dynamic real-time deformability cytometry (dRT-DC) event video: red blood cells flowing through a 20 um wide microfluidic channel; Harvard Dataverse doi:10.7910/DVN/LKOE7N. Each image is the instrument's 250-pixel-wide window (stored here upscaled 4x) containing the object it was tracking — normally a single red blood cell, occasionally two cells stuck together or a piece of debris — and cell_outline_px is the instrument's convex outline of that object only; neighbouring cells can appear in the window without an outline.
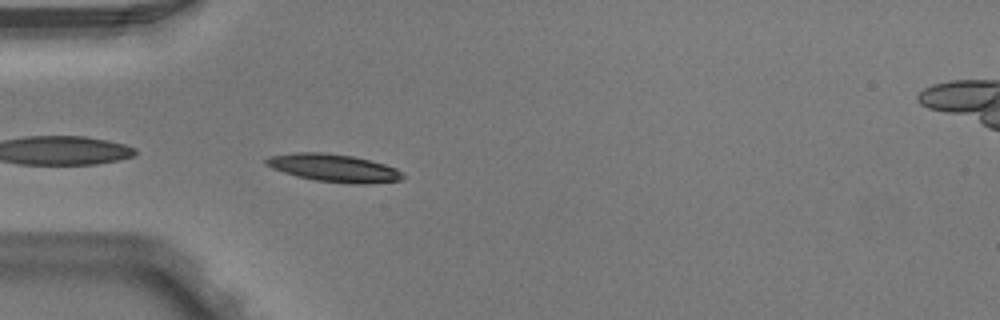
{"species": "Egyptian fruit bat (a non-hibernating species)", "species_latin": "Rousettus aegyptiacus", "temperature_condition": "warm", "stored_images_in_passage": 4, "camera_frame_rate_fps": 3000, "um_per_image_px": 0.085, "animal": {"sex": "male"}, "frame": {"image": 1, "passage_image": 4, "time_ms": 1.0, "image_size_px": [1000, 320], "cell_outline_px": [[404, 176], [400, 180], [364, 184], [352, 184], [316, 180], [296, 176], [272, 168], [264, 164], [264, 160], [268, 156], [296, 152], [324, 152], [352, 156], [384, 164], [396, 168]], "centroid_in_image_um": [28.32, 14.27], "position_along_channel_um": 56.7, "area_um2": 21.96}}